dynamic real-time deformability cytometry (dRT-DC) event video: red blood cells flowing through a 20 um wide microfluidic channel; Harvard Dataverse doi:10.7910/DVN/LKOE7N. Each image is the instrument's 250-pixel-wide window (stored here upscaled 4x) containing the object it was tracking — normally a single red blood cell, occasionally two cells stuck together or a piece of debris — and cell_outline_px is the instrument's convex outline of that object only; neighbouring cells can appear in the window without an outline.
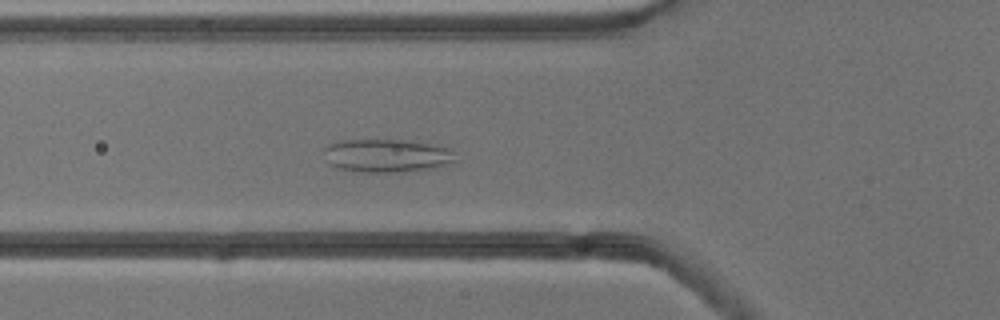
{"species": "common noctule bat (a hibernating species)", "species_latin": "Nyctalus noctula", "temperature_condition": "cold", "stored_images_in_passage": 44, "segment_of_instrument_passage": [1, 2], "camera_frame_rate_fps": 3000, "um_per_image_px": 0.085, "animal": {"sex": "male", "body_mass_g": 13.3}, "frame": {"image": 1, "passage_image": 8, "time_ms": 2.333, "image_size_px": [1000, 320], "cell_outline_px": [[456, 160], [432, 168], [396, 172], [364, 172], [336, 168], [328, 164], [324, 152], [324, 148], [340, 140], [400, 140], [428, 144], [452, 148]], "centroid_in_image_um": [32.84, 13.23], "position_along_channel_um": 93.0, "area_um2": 25.14}}
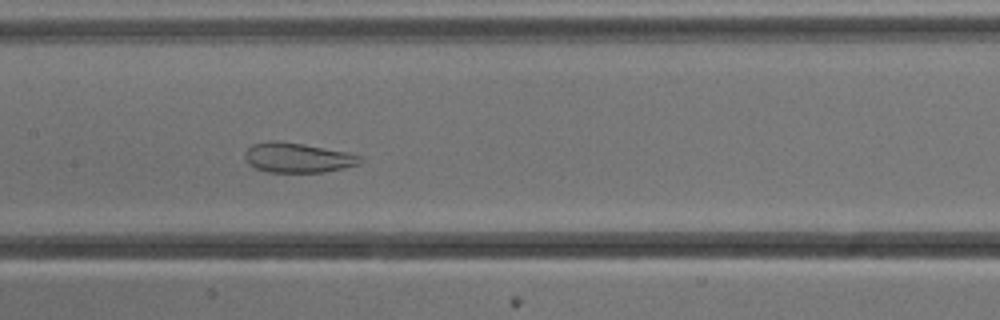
{"frame": {"image": 2, "passage_image": 15, "time_ms": 4.667, "image_size_px": [1000, 320], "cell_outline_px": [[364, 160], [356, 164], [344, 168], [324, 172], [268, 172], [256, 168], [248, 164], [244, 156], [244, 152], [252, 144], [268, 140], [276, 140], [304, 144], [348, 152], [364, 156]], "centroid_in_image_um": [25.3, 13.39], "position_along_channel_um": 182.1, "area_um2": 20.23}}
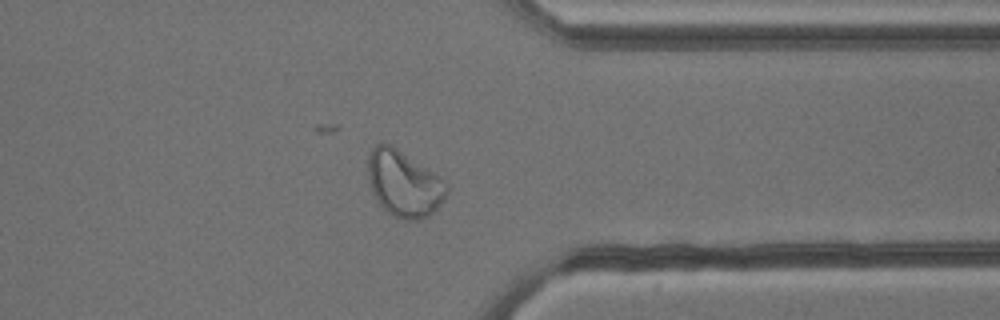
{"frame": {"image": 3, "passage_image": 31, "time_ms": 10.0, "image_size_px": [1000, 320], "cell_outline_px": [[448, 192], [440, 204], [428, 216], [416, 220], [404, 220], [388, 212], [380, 204], [372, 192], [368, 180], [368, 156], [372, 148], [376, 144], [388, 144], [396, 148], [440, 176], [448, 184]], "centroid_in_image_um": [34.33, 15.61], "position_along_channel_um": 377.1, "area_um2": 30.0}}